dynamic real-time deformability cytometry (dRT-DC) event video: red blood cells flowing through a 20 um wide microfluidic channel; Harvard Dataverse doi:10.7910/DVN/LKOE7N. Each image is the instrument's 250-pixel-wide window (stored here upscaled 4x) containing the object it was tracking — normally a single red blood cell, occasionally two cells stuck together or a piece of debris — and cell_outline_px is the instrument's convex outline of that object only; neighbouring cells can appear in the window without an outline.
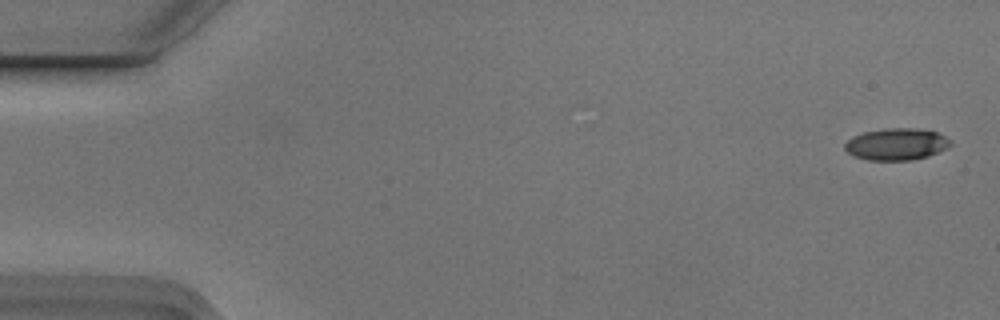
{"species": "Egyptian fruit bat (a non-hibernating species)", "species_latin": "Rousettus aegyptiacus", "temperature_condition": "cold", "stored_images_in_passage": 5, "segment_of_instrument_passage": [2, 2], "camera_frame_rate_fps": 3000, "um_per_image_px": 0.085, "animal": {"sex": "male"}, "frame": {"image": 1, "passage_image": 5, "time_ms": 1.333, "image_size_px": [1000, 320], "cell_outline_px": [[952, 144], [948, 148], [928, 156], [908, 160], [868, 160], [852, 156], [844, 148], [844, 144], [852, 136], [864, 132], [888, 128], [916, 128], [936, 132], [952, 140]], "centroid_in_image_um": [76.2, 12.26], "position_along_channel_um": 8.8, "area_um2": 19.65}}